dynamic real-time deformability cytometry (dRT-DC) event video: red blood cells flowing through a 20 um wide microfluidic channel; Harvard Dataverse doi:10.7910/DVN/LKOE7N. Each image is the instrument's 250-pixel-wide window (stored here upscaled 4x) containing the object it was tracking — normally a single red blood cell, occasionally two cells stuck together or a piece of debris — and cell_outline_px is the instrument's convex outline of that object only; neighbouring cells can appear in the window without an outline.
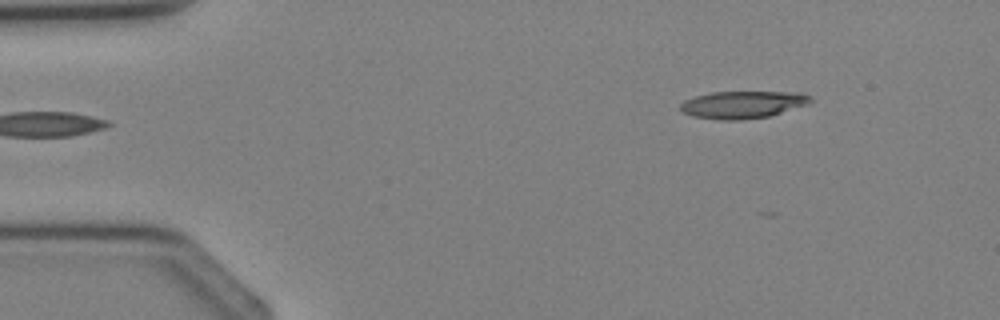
{"species": "Egyptian fruit bat (a non-hibernating species)", "species_latin": "Rousettus aegyptiacus", "temperature_condition": "cold", "stored_images_in_passage": 2, "camera_frame_rate_fps": 3000, "um_per_image_px": 0.085, "animal": {"sex": "female"}, "frame": {"image": 1, "passage_image": 2, "time_ms": 1.0, "image_size_px": [1000, 320], "cell_outline_px": [[812, 100], [808, 104], [768, 116], [740, 120], [720, 120], [692, 116], [684, 112], [680, 108], [680, 104], [684, 100], [696, 96], [712, 92], [800, 92], [812, 96]], "centroid_in_image_um": [63.13, 8.89], "position_along_channel_um": 21.9, "area_um2": 20.63}}